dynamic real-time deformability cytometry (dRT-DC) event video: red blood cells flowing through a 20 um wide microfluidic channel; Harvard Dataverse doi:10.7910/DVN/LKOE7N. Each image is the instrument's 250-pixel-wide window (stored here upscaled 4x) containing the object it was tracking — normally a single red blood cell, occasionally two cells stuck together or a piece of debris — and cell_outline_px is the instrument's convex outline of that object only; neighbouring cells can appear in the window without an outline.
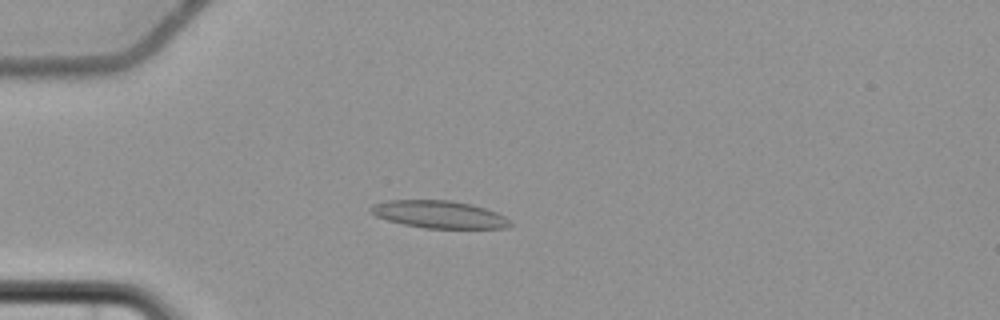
{"species": "common noctule bat (a hibernating species)", "species_latin": "Nyctalus noctula", "temperature_condition": "cold", "stored_images_in_passage": 5, "camera_frame_rate_fps": 3000, "um_per_image_px": 0.085, "animal": {"sex": "female", "body_mass_g": 22.7, "forearm_length_mm": 54.2}, "frame": {"image": 1, "passage_image": 4, "time_ms": 4.333, "image_size_px": [1000, 320], "cell_outline_px": [[512, 224], [508, 228], [424, 228], [404, 224], [388, 220], [376, 216], [368, 208], [372, 204], [388, 200], [452, 200], [472, 204], [496, 212], [504, 216]], "centroid_in_image_um": [37.31, 18.22], "position_along_channel_um": 47.7, "area_um2": 22.25}}